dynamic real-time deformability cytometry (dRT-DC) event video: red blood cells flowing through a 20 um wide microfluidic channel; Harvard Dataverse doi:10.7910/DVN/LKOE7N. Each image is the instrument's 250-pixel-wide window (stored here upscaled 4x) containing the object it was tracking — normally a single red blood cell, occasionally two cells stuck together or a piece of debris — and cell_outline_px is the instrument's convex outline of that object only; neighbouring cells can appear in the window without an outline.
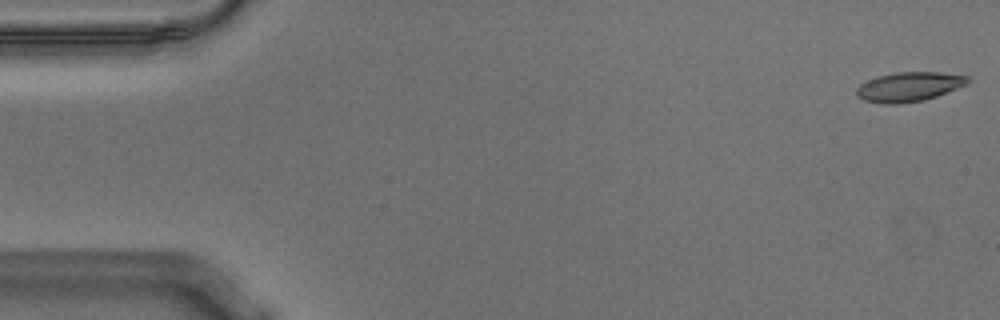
{"species": "Egyptian fruit bat (a non-hibernating species)", "species_latin": "Rousettus aegyptiacus", "temperature_condition": "warm", "stored_images_in_passage": 56, "camera_frame_rate_fps": 3000, "um_per_image_px": 0.085, "animal": {"sex": "male"}, "frame": {"image": 1, "passage_image": 1, "time_ms": 0.0, "image_size_px": [1000, 320], "cell_outline_px": [[972, 80], [968, 84], [936, 96], [924, 100], [900, 104], [884, 104], [864, 100], [856, 96], [856, 88], [860, 84], [876, 76], [896, 72], [940, 72], [968, 76]], "centroid_in_image_um": [77.26, 7.37], "position_along_channel_um": 7.7, "area_um2": 19.25}}
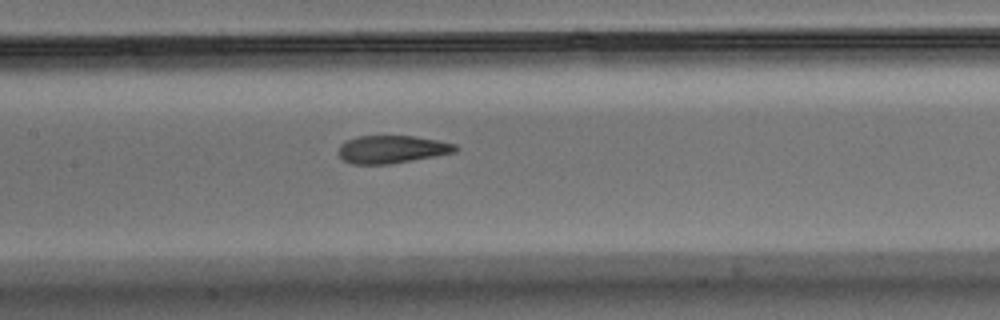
{"frame": {"image": 2, "passage_image": 26, "time_ms": 8.333, "image_size_px": [1000, 320], "cell_outline_px": [[460, 148], [456, 152], [412, 160], [388, 164], [352, 164], [344, 160], [336, 152], [340, 144], [348, 140], [360, 136], [412, 136], [440, 140], [456, 144]], "centroid_in_image_um": [33.33, 12.69], "position_along_channel_um": 174.1, "area_um2": 18.96}}
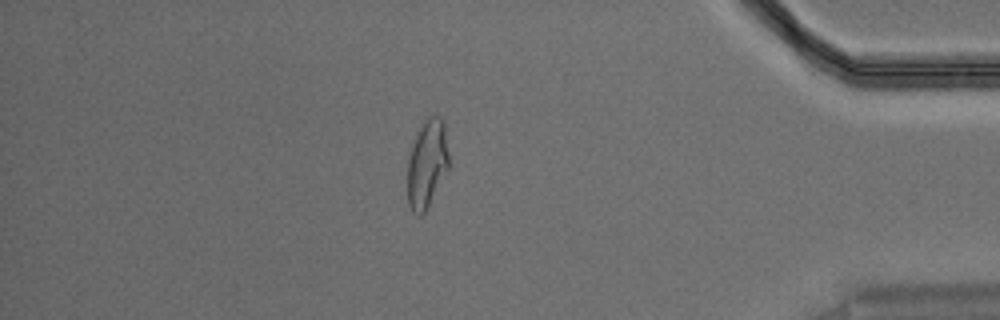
{"frame": {"image": 3, "passage_image": 48, "time_ms": 15.667, "image_size_px": [1000, 320], "cell_outline_px": [[448, 168], [424, 212], [420, 216], [412, 212], [408, 204], [408, 160], [412, 144], [416, 132], [428, 116], [440, 116], [444, 120], [448, 156]], "centroid_in_image_um": [36.28, 13.88], "position_along_channel_um": 398.9, "area_um2": 20.92}, "authors_computed_cell_mechanics": {"area_um2": 19.652, "velocity_mm_per_s": 3.5803, "shape_relaxation_time_tau1_ms": 8.2193, "shape_relaxation_time_tau2_ms": 1.658, "deformation_change_tau1": 0.2574, "deformation_change_tau2": 0.0854}}